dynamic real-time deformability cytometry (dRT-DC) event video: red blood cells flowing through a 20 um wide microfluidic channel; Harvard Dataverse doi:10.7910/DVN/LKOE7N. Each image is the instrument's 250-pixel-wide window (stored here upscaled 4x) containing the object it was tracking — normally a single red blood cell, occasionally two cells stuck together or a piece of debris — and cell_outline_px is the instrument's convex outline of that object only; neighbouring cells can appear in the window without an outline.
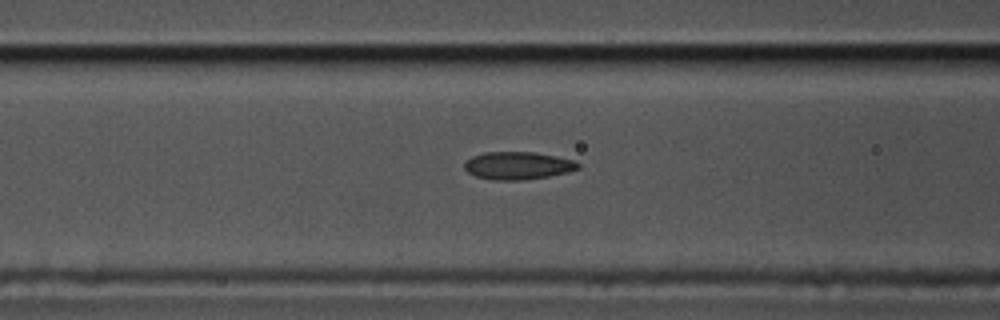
{"species": "common noctule bat (a hibernating species)", "species_latin": "Nyctalus noctula", "temperature_condition": "cold", "stored_images_in_passage": 37, "camera_frame_rate_fps": 3000, "um_per_image_px": 0.085, "animal": {"sex": "male", "body_mass_g": 17.5, "forearm_length_mm": 52.3}, "frame": {"image": 1, "passage_image": 10, "time_ms": 3.0, "image_size_px": [1000, 320], "cell_outline_px": [[580, 168], [568, 172], [548, 176], [524, 180], [492, 180], [476, 176], [468, 172], [464, 168], [464, 160], [472, 156], [484, 152], [536, 152], [576, 160], [580, 164]], "centroid_in_image_um": [44.02, 14.07], "position_along_channel_um": 122.6, "area_um2": 18.55}}
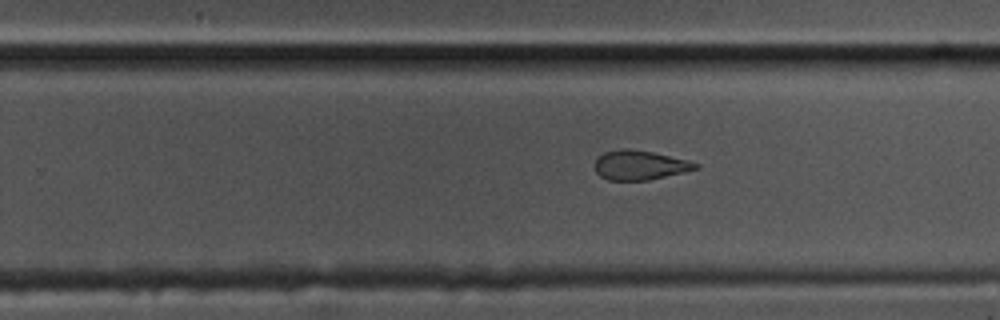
{"frame": {"image": 2, "passage_image": 23, "time_ms": 7.333, "image_size_px": [1000, 320], "cell_outline_px": [[700, 168], [648, 180], [608, 180], [600, 176], [596, 172], [596, 156], [604, 152], [620, 148], [628, 148], [652, 152], [688, 160], [700, 164]], "centroid_in_image_um": [54.37, 14.02], "position_along_channel_um": 275.4, "area_um2": 17.28}}
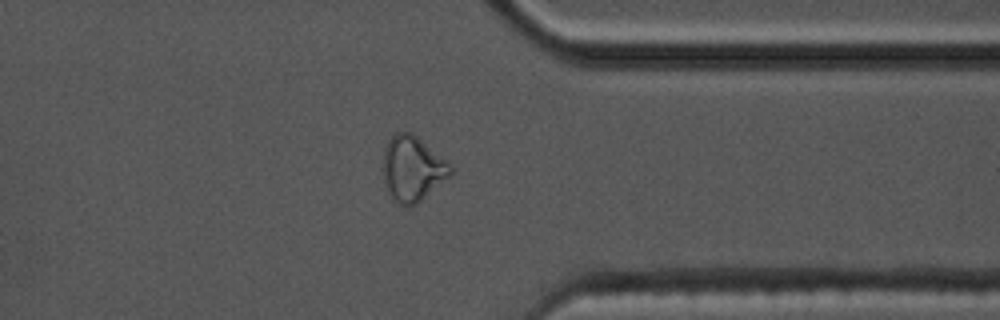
{"frame": {"image": 3, "passage_image": 32, "time_ms": 10.333, "image_size_px": [1000, 320], "cell_outline_px": [[452, 176], [416, 204], [408, 208], [392, 200], [384, 184], [384, 148], [388, 140], [396, 132], [412, 132], [448, 160], [452, 164]], "centroid_in_image_um": [35.09, 14.35], "position_along_channel_um": 376.3, "area_um2": 26.07}}